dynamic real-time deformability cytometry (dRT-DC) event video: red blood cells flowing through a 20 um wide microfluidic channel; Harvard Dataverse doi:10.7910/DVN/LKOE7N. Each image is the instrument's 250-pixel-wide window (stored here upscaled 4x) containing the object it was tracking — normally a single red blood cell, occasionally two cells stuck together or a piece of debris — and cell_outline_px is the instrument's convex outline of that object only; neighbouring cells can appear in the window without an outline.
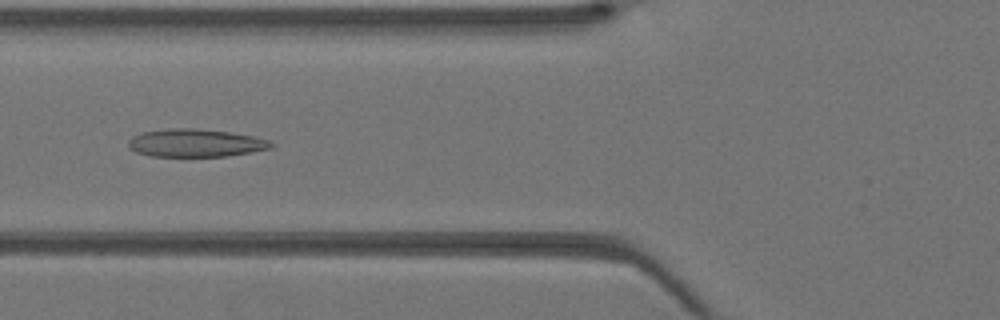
{"species": "Egyptian fruit bat (a non-hibernating species)", "species_latin": "Rousettus aegyptiacus", "temperature_condition": "warm", "stored_images_in_passage": 36, "camera_frame_rate_fps": 3000, "um_per_image_px": 0.085, "animal": {"sex": "female"}, "frame": {"image": 1, "passage_image": 10, "time_ms": 3.0, "image_size_px": [1000, 320], "cell_outline_px": [[276, 144], [272, 148], [252, 152], [224, 156], [152, 156], [136, 152], [128, 144], [128, 140], [132, 136], [144, 132], [168, 128], [192, 128], [228, 132], [252, 136], [268, 140]], "centroid_in_image_um": [16.64, 12.15], "position_along_channel_um": 109.2, "area_um2": 23.0}}
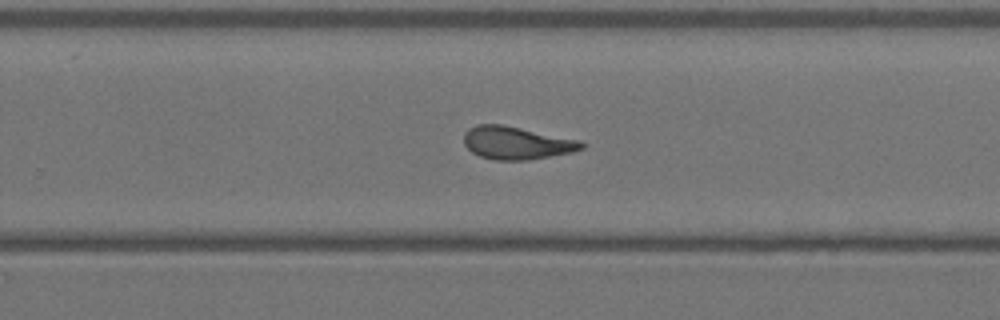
{"frame": {"image": 2, "passage_image": 21, "time_ms": 6.667, "image_size_px": [1000, 320], "cell_outline_px": [[584, 148], [572, 152], [528, 160], [492, 160], [480, 156], [472, 152], [464, 144], [464, 132], [468, 128], [476, 124], [500, 124], [580, 140], [584, 144]], "centroid_in_image_um": [43.87, 12.15], "position_along_channel_um": 285.9, "area_um2": 22.43}}
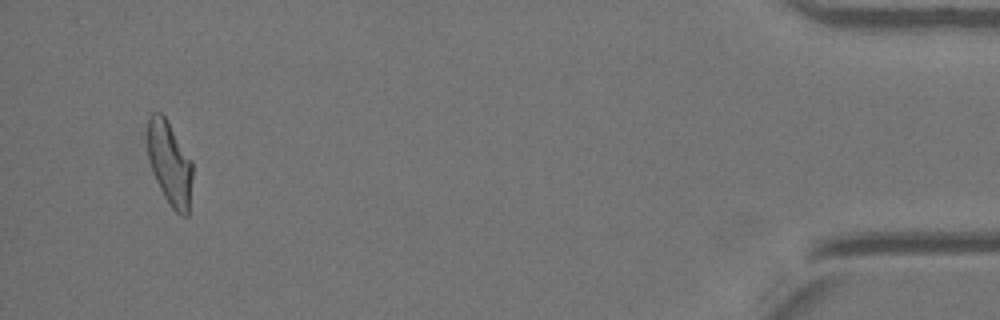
{"frame": {"image": 3, "passage_image": 34, "time_ms": 11.0, "image_size_px": [1000, 320], "cell_outline_px": [[192, 176], [188, 216], [180, 216], [172, 208], [164, 196], [152, 172], [148, 160], [148, 116], [152, 112], [160, 112], [164, 116], [192, 160]], "centroid_in_image_um": [14.42, 13.89], "position_along_channel_um": 420.8, "area_um2": 21.85}}